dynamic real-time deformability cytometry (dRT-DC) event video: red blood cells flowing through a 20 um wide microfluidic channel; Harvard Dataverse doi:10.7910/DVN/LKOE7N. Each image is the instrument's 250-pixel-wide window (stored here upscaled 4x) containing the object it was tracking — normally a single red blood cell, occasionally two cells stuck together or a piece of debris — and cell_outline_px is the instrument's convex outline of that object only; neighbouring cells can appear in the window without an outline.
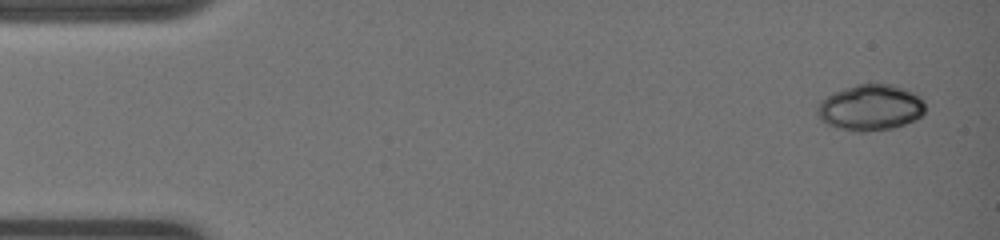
{"species": "common noctule bat (a hibernating species)", "species_latin": "Nyctalus noctula", "temperature_condition": "warm", "stored_images_in_passage": 19, "camera_frame_rate_fps": 3000, "um_per_image_px": 0.085, "animal": {"sex": "female", "body_mass_g": 19.0, "forearm_length_mm": 51.5}, "frame": {"image": 1, "passage_image": 1, "time_ms": 0.0, "image_size_px": [1000, 240], "cell_outline_px": [[924, 112], [920, 116], [904, 124], [892, 128], [864, 132], [856, 132], [836, 128], [820, 120], [816, 116], [816, 108], [828, 96], [844, 88], [856, 84], [892, 84], [916, 92], [924, 100]], "centroid_in_image_um": [73.99, 9.14], "position_along_channel_um": 11.0, "area_um2": 28.96}}